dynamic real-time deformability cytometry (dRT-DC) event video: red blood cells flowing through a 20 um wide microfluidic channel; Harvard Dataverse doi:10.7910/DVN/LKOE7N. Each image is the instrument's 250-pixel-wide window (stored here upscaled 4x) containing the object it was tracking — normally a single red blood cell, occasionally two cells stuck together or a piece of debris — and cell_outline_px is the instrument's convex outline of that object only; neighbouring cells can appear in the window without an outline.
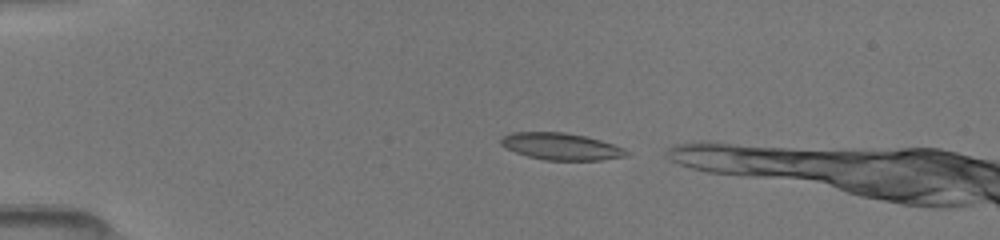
{"species": "common noctule bat (a hibernating species)", "species_latin": "Nyctalus noctula", "temperature_condition": "room temperature", "stored_images_in_passage": 18, "segment_of_instrument_passage": [1, 2], "camera_frame_rate_fps": 3000, "um_per_image_px": 0.085, "animal": {"sex": "female", "body_mass_g": 19.5, "forearm_length_mm": 54.1}, "frame": {"image": 1, "passage_image": 3, "time_ms": 0.667, "image_size_px": [1000, 240], "cell_outline_px": [[632, 152], [628, 156], [604, 160], [544, 160], [528, 156], [516, 152], [500, 144], [500, 140], [504, 136], [512, 132], [564, 132], [584, 136], [600, 140], [624, 148]], "centroid_in_image_um": [47.74, 12.45], "position_along_channel_um": 37.3, "area_um2": 19.65}}
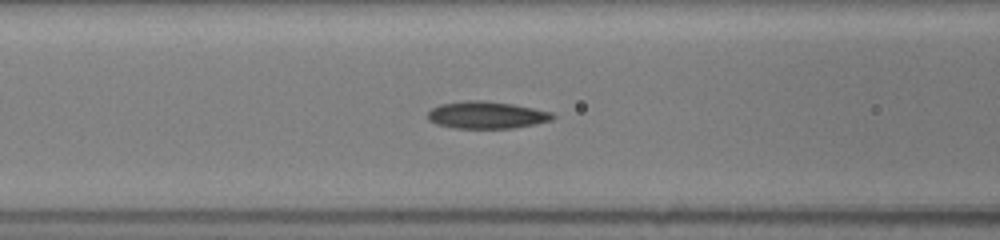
{"frame": {"image": 2, "passage_image": 11, "time_ms": 4.0, "image_size_px": [1000, 240], "cell_outline_px": [[556, 116], [552, 120], [536, 124], [512, 128], [452, 128], [436, 124], [428, 120], [428, 112], [432, 108], [440, 104], [464, 100], [484, 100], [512, 104], [552, 112]], "centroid_in_image_um": [41.34, 9.77], "position_along_channel_um": 125.3, "area_um2": 19.88}}
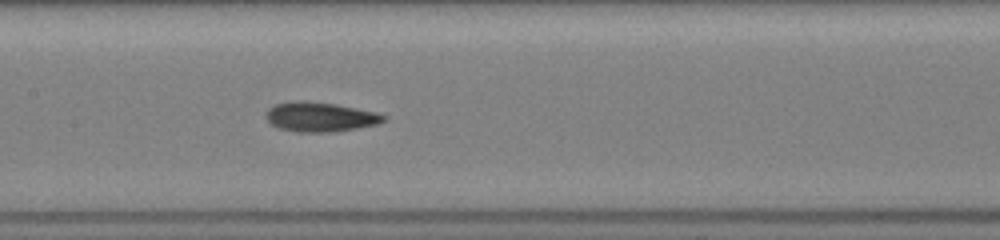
{"frame": {"image": 3, "passage_image": 14, "time_ms": 5.333, "image_size_px": [1000, 240], "cell_outline_px": [[388, 116], [384, 120], [376, 124], [336, 132], [296, 132], [280, 128], [272, 124], [268, 120], [268, 108], [276, 104], [296, 100], [304, 100], [336, 104], [376, 112]], "centroid_in_image_um": [27.23, 9.93], "position_along_channel_um": 180.2, "area_um2": 20.11}}